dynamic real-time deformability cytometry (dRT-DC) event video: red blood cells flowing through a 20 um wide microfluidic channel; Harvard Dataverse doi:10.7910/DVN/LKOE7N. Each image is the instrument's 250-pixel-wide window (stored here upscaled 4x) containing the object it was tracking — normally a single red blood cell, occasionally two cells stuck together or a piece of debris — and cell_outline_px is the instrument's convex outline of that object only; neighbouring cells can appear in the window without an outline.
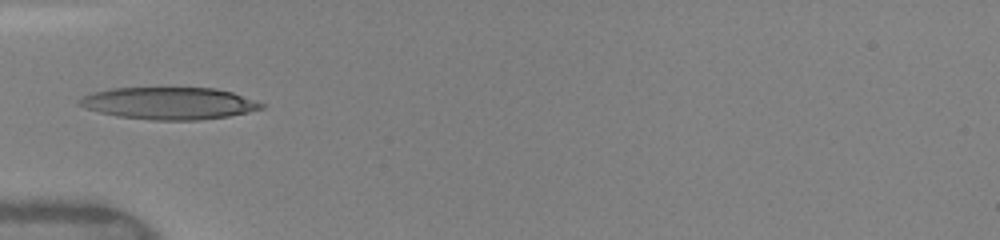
{"species": "human", "species_latin": "Homo sapiens", "temperature_condition": "warm", "stored_images_in_passage": 33, "camera_frame_rate_fps": 3000, "um_per_image_px": 0.085, "donor": {"sex": "female"}, "frame": {"image": 1, "passage_image": 1, "time_ms": 0.0, "image_size_px": [1000, 240], "cell_outline_px": [[264, 108], [248, 112], [228, 116], [196, 120], [156, 120], [116, 116], [100, 112], [76, 104], [76, 100], [92, 92], [112, 88], [216, 88], [232, 92], [264, 104]], "centroid_in_image_um": [14.35, 8.78], "position_along_channel_um": 70.7, "area_um2": 33.87}}
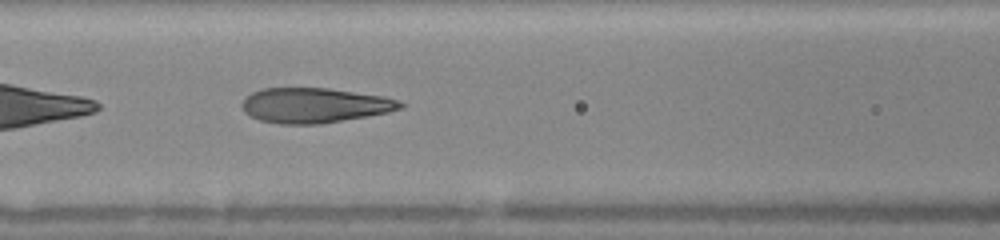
{"frame": {"image": 2, "passage_image": 6, "time_ms": 1.667, "image_size_px": [1000, 240], "cell_outline_px": [[404, 108], [388, 112], [316, 124], [280, 124], [260, 120], [244, 112], [240, 104], [244, 96], [252, 92], [264, 88], [328, 88], [384, 96], [396, 100], [404, 104]], "centroid_in_image_um": [26.68, 8.94], "position_along_channel_um": 139.9, "area_um2": 32.08}}
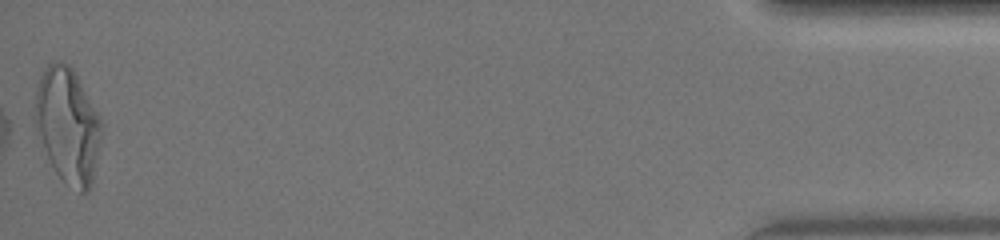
{"frame": {"image": 3, "passage_image": 33, "time_ms": 10.667, "image_size_px": [1000, 240], "cell_outline_px": [[104, 124], [92, 180], [88, 192], [80, 192], [64, 180], [56, 172], [48, 160], [32, 120], [32, 116], [36, 88], [40, 76], [44, 68], [52, 60], [60, 60], [68, 64], [76, 72], [100, 116]], "centroid_in_image_um": [5.73, 10.58], "position_along_channel_um": 429.5, "area_um2": 45.26}, "authors_computed_cell_mechanics": {"area_um2": 32.946, "velocity_mm_per_s": 4.1416, "shape_relaxation_time_tau1_ms": 5.3243, "shape_relaxation_time_tau2_ms": 0.7703, "deformation_change_tau1": 0.2412, "deformation_change_tau2": 0.0917}}